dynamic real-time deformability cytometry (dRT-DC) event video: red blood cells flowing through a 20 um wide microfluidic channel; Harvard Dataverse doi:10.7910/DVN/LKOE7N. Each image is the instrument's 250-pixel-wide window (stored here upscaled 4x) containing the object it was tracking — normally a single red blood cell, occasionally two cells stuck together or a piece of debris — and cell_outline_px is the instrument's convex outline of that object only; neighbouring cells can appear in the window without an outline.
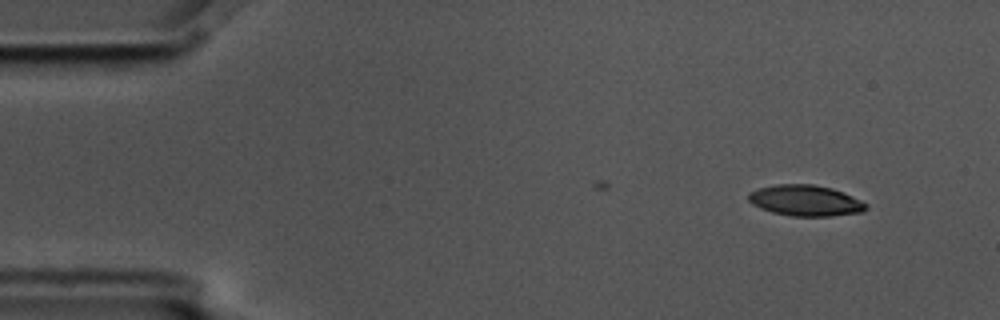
{"species": "common noctule bat (a hibernating species)", "species_latin": "Nyctalus noctula", "temperature_condition": "cold", "stored_images_in_passage": 4, "camera_frame_rate_fps": 3000, "um_per_image_px": 0.085, "animal": {"sex": "male", "body_mass_g": 17.5, "forearm_length_mm": 52.3}, "frame": {"image": 1, "passage_image": 1, "time_ms": 0.0, "image_size_px": [1000, 320], "cell_outline_px": [[868, 208], [864, 212], [828, 216], [792, 216], [772, 212], [760, 208], [752, 204], [748, 200], [748, 192], [760, 188], [776, 184], [812, 184], [832, 188], [844, 192], [868, 204]], "centroid_in_image_um": [68.47, 17.04], "position_along_channel_um": 16.5, "area_um2": 21.27}}